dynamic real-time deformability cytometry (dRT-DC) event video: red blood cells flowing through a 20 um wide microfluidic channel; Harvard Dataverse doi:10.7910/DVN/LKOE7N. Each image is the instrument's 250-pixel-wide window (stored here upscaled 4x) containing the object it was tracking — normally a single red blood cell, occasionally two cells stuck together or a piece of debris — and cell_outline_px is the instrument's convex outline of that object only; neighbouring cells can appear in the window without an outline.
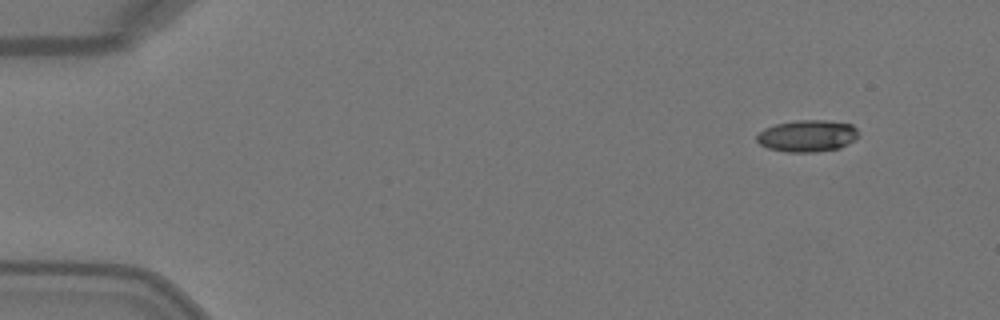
{"species": "Egyptian fruit bat (a non-hibernating species)", "species_latin": "Rousettus aegyptiacus", "temperature_condition": "warm", "stored_images_in_passage": 4, "segment_of_instrument_passage": [1, 2], "camera_frame_rate_fps": 3000, "um_per_image_px": 0.085, "animal": {"sex": "female"}, "frame": {"image": 1, "passage_image": 1, "time_ms": 0.0, "image_size_px": [1000, 320], "cell_outline_px": [[860, 136], [856, 140], [840, 148], [816, 152], [788, 152], [768, 148], [760, 144], [756, 140], [756, 136], [764, 128], [776, 124], [796, 120], [824, 120], [852, 124], [856, 128]], "centroid_in_image_um": [68.65, 11.55], "position_along_channel_um": 16.3, "area_um2": 19.02}}